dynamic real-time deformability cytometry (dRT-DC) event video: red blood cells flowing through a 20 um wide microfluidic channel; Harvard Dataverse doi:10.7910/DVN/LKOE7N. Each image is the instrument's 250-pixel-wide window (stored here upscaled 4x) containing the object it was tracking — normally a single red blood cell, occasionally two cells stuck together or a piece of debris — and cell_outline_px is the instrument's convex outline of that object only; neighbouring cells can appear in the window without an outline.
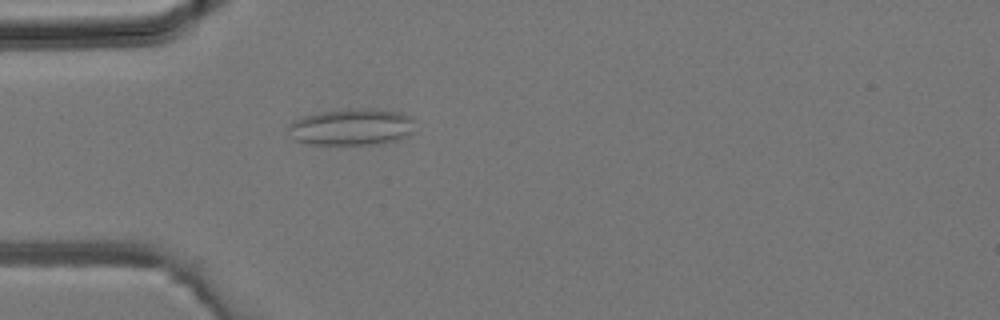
{"species": "common noctule bat (a hibernating species)", "species_latin": "Nyctalus noctula", "temperature_condition": "room temperature", "stored_images_in_passage": 2, "camera_frame_rate_fps": 3000, "um_per_image_px": 0.085, "animal": {"sex": "male", "body_mass_g": 19.2, "forearm_length_mm": 51.8}, "frame": {"image": 1, "passage_image": 2, "time_ms": 0.333, "image_size_px": [1000, 320], "cell_outline_px": [[412, 120], [408, 132], [396, 140], [384, 144], [312, 144], [296, 140], [288, 128], [288, 124], [292, 120], [304, 116], [324, 112], [368, 108], [396, 112], [408, 116]], "centroid_in_image_um": [29.81, 10.81], "position_along_channel_um": 55.2, "area_um2": 26.07}}